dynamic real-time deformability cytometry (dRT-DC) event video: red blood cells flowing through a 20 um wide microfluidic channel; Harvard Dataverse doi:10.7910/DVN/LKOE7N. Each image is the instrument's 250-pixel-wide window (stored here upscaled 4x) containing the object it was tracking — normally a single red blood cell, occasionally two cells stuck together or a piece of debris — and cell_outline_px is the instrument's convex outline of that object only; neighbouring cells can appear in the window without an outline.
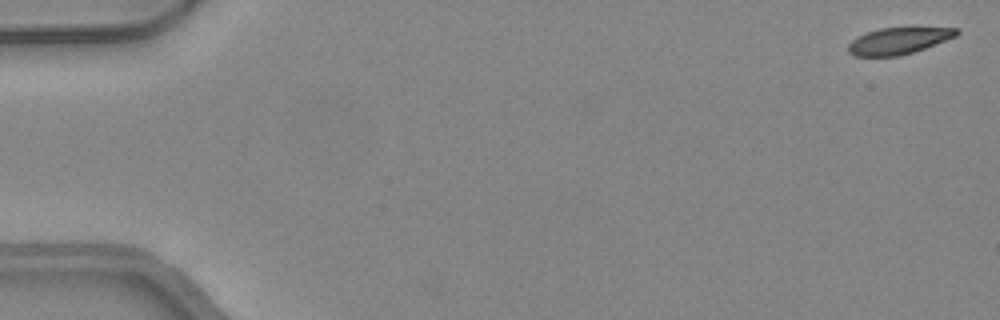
{"species": "common noctule bat (a hibernating species)", "species_latin": "Nyctalus noctula", "temperature_condition": "warm", "stored_images_in_passage": 50, "camera_frame_rate_fps": 3000, "um_per_image_px": 0.085, "animal": {"sex": "female", "body_mass_g": 24.6, "forearm_length_mm": 56.2}, "frame": {"image": 1, "passage_image": 2, "time_ms": 0.333, "image_size_px": [1000, 320], "cell_outline_px": [[960, 32], [956, 36], [924, 48], [900, 56], [856, 56], [848, 52], [848, 44], [856, 36], [880, 28], [960, 28]], "centroid_in_image_um": [76.35, 3.47], "position_along_channel_um": 8.7, "area_um2": 16.59}}
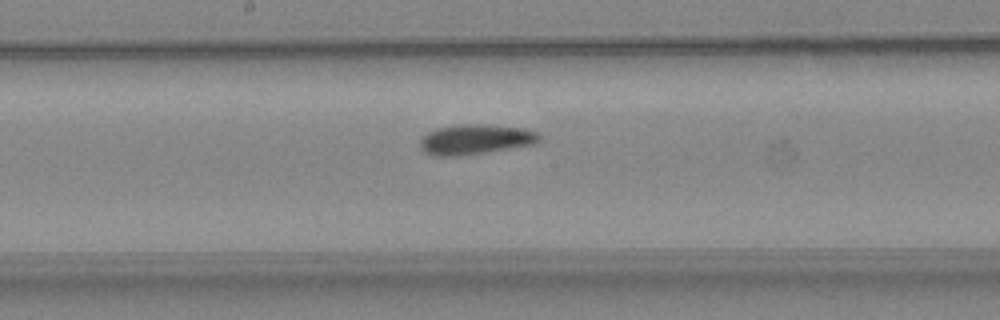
{"frame": {"image": 2, "passage_image": 27, "time_ms": 8.667, "image_size_px": [1000, 320], "cell_outline_px": [[540, 140], [536, 144], [460, 156], [436, 156], [424, 152], [420, 148], [420, 136], [436, 128], [452, 124], [488, 124], [520, 128], [536, 132], [540, 136]], "centroid_in_image_um": [40.35, 11.84], "position_along_channel_um": 207.8, "area_um2": 21.1}}
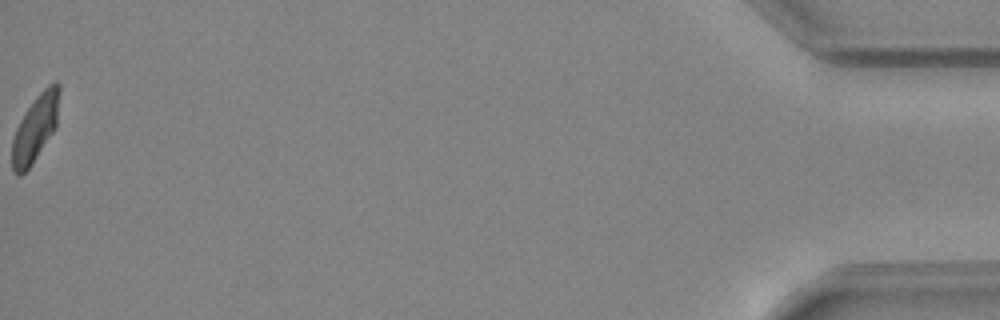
{"frame": {"image": 3, "passage_image": 50, "time_ms": 16.333, "image_size_px": [1000, 320], "cell_outline_px": [[60, 92], [56, 128], [32, 164], [20, 176], [16, 176], [12, 172], [12, 140], [16, 128], [24, 112], [36, 96], [48, 84], [56, 80], [60, 84]], "centroid_in_image_um": [3.0, 10.88], "position_along_channel_um": 432.2, "area_um2": 18.61}, "authors_computed_cell_mechanics": {"area_um2": 19.3052, "velocity_mm_per_s": 4.2474, "shape_relaxation_time_tau1_ms": null, "shape_relaxation_time_tau2_ms": 3.2527, "deformation_change_tau1": null, "deformation_change_tau2": 0.0861}}